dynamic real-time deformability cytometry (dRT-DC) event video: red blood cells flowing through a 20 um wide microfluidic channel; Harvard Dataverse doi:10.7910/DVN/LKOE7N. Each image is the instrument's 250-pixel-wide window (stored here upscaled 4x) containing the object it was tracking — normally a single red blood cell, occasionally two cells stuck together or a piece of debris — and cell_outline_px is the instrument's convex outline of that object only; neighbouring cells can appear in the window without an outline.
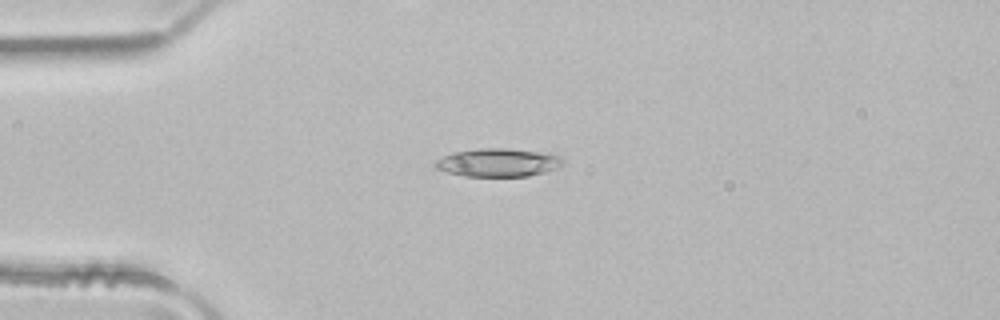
{"species": "common noctule bat (a hibernating species)", "species_latin": "Nyctalus noctula", "temperature_condition": "room temperature", "stored_images_in_passage": 2, "camera_frame_rate_fps": 3000, "um_per_image_px": 0.085, "animal": {"sex": "male", "body_mass_g": 21.5, "forearm_length_mm": 52.0}, "frame": {"image": 1, "passage_image": 2, "time_ms": 0.333, "image_size_px": [1000, 320], "cell_outline_px": [[564, 160], [556, 168], [544, 172], [528, 176], [464, 176], [448, 172], [436, 168], [432, 164], [436, 160], [452, 152], [476, 148], [508, 148], [548, 152], [560, 156]], "centroid_in_image_um": [42.33, 13.8], "position_along_channel_um": 42.7, "area_um2": 21.15}}